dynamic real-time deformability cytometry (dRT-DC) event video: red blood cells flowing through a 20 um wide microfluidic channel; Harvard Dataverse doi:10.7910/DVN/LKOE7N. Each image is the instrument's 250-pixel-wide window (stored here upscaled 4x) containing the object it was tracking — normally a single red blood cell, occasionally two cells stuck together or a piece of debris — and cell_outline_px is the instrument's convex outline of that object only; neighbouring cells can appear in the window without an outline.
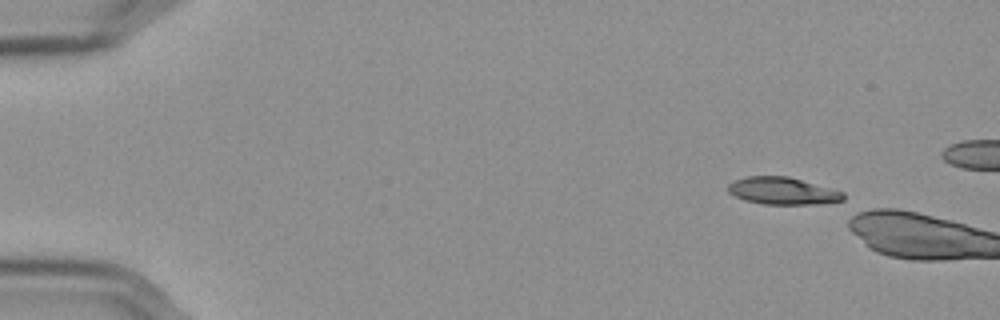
{"species": "Egyptian fruit bat (a non-hibernating species)", "species_latin": "Rousettus aegyptiacus", "temperature_condition": "cold", "stored_images_in_passage": 4, "camera_frame_rate_fps": 3000, "um_per_image_px": 0.085, "frame": {"image": 1, "passage_image": 1, "time_ms": 0.0, "image_size_px": [1000, 320], "cell_outline_px": [[844, 200], [816, 204], [760, 204], [744, 200], [728, 192], [728, 184], [732, 180], [748, 176], [788, 176], [844, 192]], "centroid_in_image_um": [66.48, 16.22], "position_along_channel_um": 18.5, "area_um2": 18.26}}